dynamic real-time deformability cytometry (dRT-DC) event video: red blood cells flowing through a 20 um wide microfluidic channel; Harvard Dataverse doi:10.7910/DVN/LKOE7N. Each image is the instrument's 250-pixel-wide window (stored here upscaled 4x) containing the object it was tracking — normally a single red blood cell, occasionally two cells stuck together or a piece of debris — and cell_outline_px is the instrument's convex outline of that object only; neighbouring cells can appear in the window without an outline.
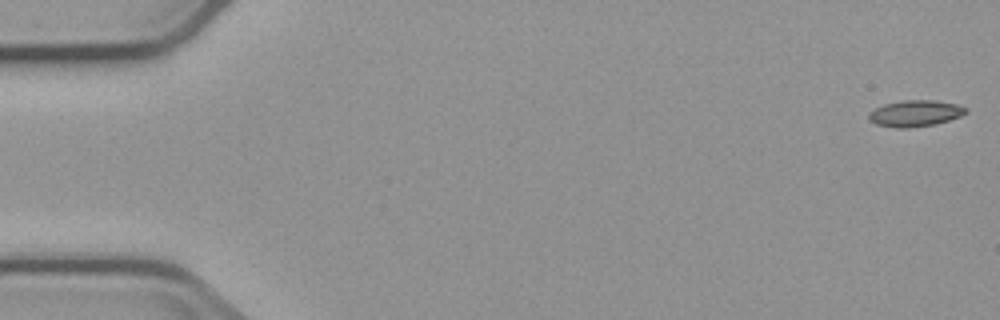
{"species": "common noctule bat (a hibernating species)", "species_latin": "Nyctalus noctula", "temperature_condition": "cold", "stored_images_in_passage": 5, "camera_frame_rate_fps": 3000, "um_per_image_px": 0.085, "animal": {"sex": "male", "body_mass_g": 23.1, "forearm_length_mm": 52.7}, "frame": {"image": 1, "passage_image": 1, "time_ms": 0.0, "image_size_px": [1000, 320], "cell_outline_px": [[968, 112], [960, 116], [936, 124], [908, 128], [896, 128], [876, 124], [868, 120], [868, 112], [884, 104], [904, 100], [936, 100], [956, 104], [968, 108]], "centroid_in_image_um": [77.78, 9.64], "position_along_channel_um": 7.2, "area_um2": 14.97}}
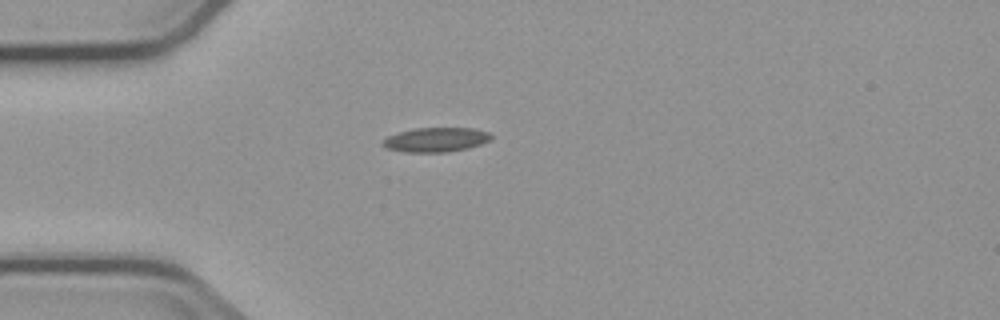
{"frame": {"image": 2, "passage_image": 5, "time_ms": 4.667, "image_size_px": [1000, 320], "cell_outline_px": [[492, 136], [488, 140], [480, 144], [468, 148], [444, 152], [404, 152], [388, 148], [380, 144], [388, 136], [400, 132], [416, 128], [472, 128], [488, 132]], "centroid_in_image_um": [37.03, 11.87], "position_along_channel_um": 48.0, "area_um2": 15.14}}